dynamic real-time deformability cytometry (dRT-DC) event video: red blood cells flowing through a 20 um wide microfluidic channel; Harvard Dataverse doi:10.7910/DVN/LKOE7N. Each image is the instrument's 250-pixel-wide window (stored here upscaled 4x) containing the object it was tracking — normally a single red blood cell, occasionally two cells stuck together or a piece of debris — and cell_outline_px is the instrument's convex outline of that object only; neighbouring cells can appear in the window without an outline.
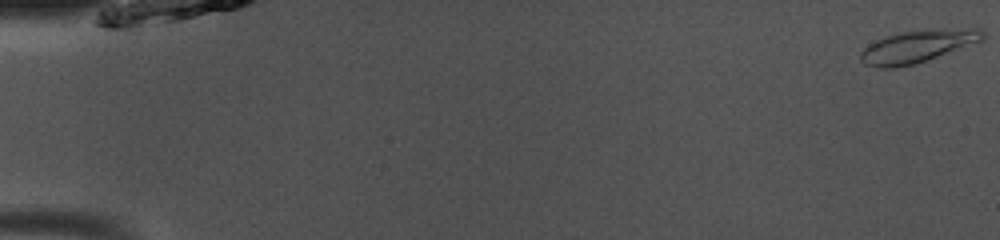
{"species": "common noctule bat (a hibernating species)", "species_latin": "Nyctalus noctula", "temperature_condition": "room temperature", "stored_images_in_passage": 50, "camera_frame_rate_fps": 3000, "um_per_image_px": 0.085, "animal": {"sex": "male", "body_mass_g": 13.0, "forearm_length_mm": 53.1}, "frame": {"image": 1, "passage_image": 1, "time_ms": 0.0, "image_size_px": [1000, 240], "cell_outline_px": [[984, 40], [928, 60], [916, 64], [896, 68], [880, 68], [864, 64], [860, 60], [860, 52], [868, 44], [876, 40], [900, 32], [920, 28], [980, 28], [984, 32]], "centroid_in_image_um": [78.01, 3.92], "position_along_channel_um": 7.0, "area_um2": 23.64}}
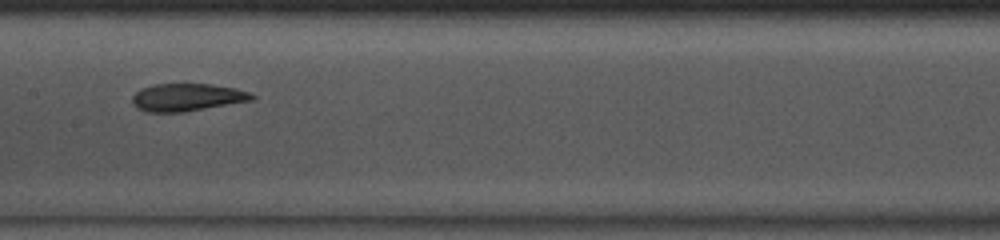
{"frame": {"image": 2, "passage_image": 26, "time_ms": 8.333, "image_size_px": [1000, 240], "cell_outline_px": [[256, 100], [184, 112], [148, 112], [136, 108], [132, 100], [132, 96], [140, 88], [156, 84], [208, 84], [236, 88], [248, 92], [256, 96]], "centroid_in_image_um": [15.92, 8.28], "position_along_channel_um": 191.5, "area_um2": 19.36}}
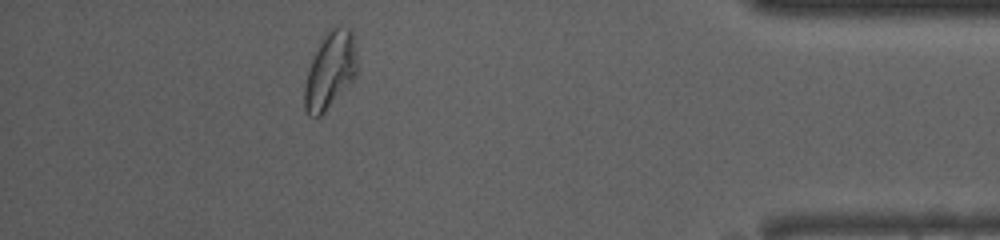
{"frame": {"image": 3, "passage_image": 45, "time_ms": 14.667, "image_size_px": [1000, 240], "cell_outline_px": [[356, 76], [324, 112], [320, 116], [308, 116], [304, 108], [304, 88], [308, 72], [312, 60], [324, 32], [340, 24], [352, 28], [356, 48]], "centroid_in_image_um": [28.07, 5.92], "position_along_channel_um": 407.1, "area_um2": 23.52}, "authors_computed_cell_mechanics": {"area_um2": 20.9236, "velocity_mm_per_s": 4.0589, "shape_relaxation_time_tau1_ms": null, "shape_relaxation_time_tau2_ms": 2.5709, "deformation_change_tau1": null, "deformation_change_tau2": 0.0535}}